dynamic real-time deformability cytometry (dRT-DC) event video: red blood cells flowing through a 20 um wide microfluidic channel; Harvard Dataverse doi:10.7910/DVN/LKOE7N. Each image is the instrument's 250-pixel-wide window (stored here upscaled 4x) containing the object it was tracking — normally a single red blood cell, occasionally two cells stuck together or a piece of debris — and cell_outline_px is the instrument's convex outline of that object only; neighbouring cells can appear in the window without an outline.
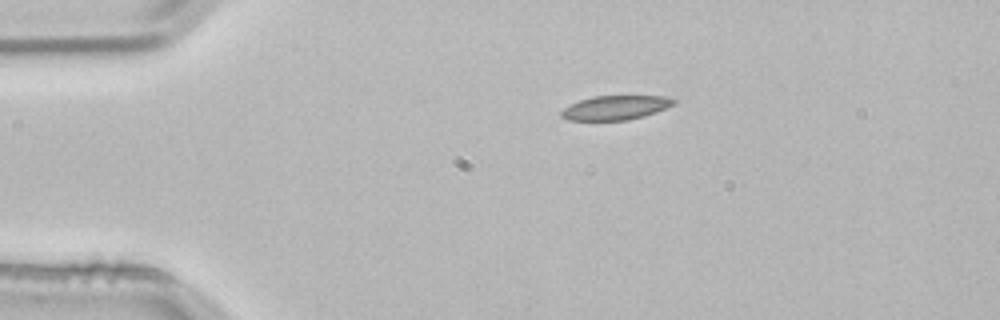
{"species": "common noctule bat (a hibernating species)", "species_latin": "Nyctalus noctula", "temperature_condition": "room temperature", "stored_images_in_passage": 2, "camera_frame_rate_fps": 3000, "um_per_image_px": 0.085, "animal": {"sex": "male", "body_mass_g": 21.5, "forearm_length_mm": 52.0}, "frame": {"image": 1, "passage_image": 1, "time_ms": 0.0, "image_size_px": [1000, 320], "cell_outline_px": [[676, 104], [656, 112], [644, 116], [628, 120], [568, 120], [560, 116], [560, 112], [564, 108], [580, 100], [592, 96], [664, 96], [676, 100]], "centroid_in_image_um": [52.33, 9.15], "position_along_channel_um": 32.7, "area_um2": 15.84}}